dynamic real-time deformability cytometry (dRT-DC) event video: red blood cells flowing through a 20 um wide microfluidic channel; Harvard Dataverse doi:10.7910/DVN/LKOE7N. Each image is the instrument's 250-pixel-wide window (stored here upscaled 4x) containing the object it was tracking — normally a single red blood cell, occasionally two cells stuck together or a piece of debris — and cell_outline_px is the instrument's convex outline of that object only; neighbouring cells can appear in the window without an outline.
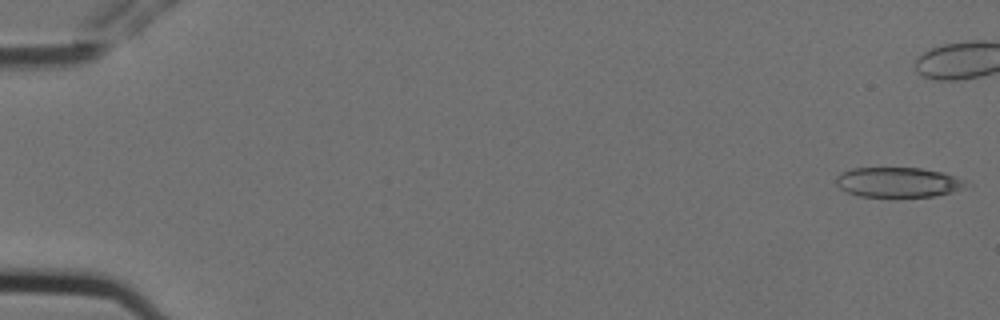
{"species": "Egyptian fruit bat (a non-hibernating species)", "species_latin": "Rousettus aegyptiacus", "temperature_condition": "cold", "stored_images_in_passage": 8, "segment_of_instrument_passage": [1, 2], "camera_frame_rate_fps": 3000, "um_per_image_px": 0.085, "animal": {"sex": "female"}, "frame": {"image": 1, "passage_image": 1, "time_ms": 0.0, "image_size_px": [1000, 320], "cell_outline_px": [[972, 184], [964, 188], [952, 192], [932, 196], [896, 200], [860, 196], [848, 192], [840, 188], [836, 184], [836, 176], [840, 172], [852, 168], [920, 168], [944, 172], [964, 180]], "centroid_in_image_um": [76.35, 15.54], "position_along_channel_um": 8.7, "area_um2": 23.7}}
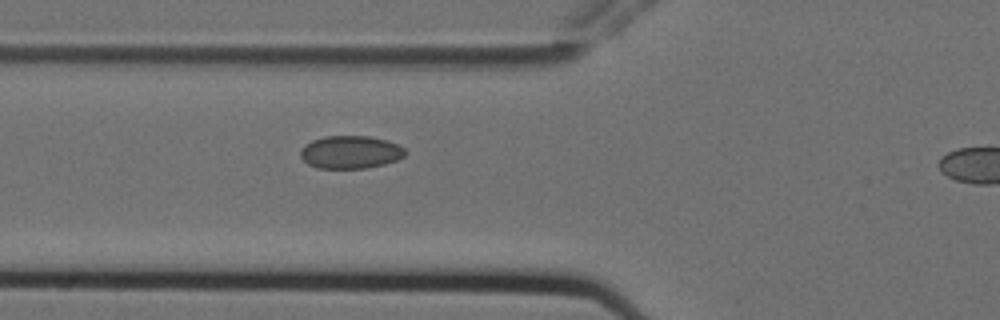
{"frame": {"image": 2, "passage_image": 7, "time_ms": 2.0, "image_size_px": [1000, 320], "cell_outline_px": [[408, 152], [404, 156], [396, 160], [384, 164], [368, 168], [316, 168], [308, 164], [300, 156], [300, 148], [304, 144], [312, 140], [324, 136], [368, 136], [384, 140], [396, 144], [404, 148]], "centroid_in_image_um": [29.76, 12.93], "position_along_channel_um": 96.0, "area_um2": 20.11}}